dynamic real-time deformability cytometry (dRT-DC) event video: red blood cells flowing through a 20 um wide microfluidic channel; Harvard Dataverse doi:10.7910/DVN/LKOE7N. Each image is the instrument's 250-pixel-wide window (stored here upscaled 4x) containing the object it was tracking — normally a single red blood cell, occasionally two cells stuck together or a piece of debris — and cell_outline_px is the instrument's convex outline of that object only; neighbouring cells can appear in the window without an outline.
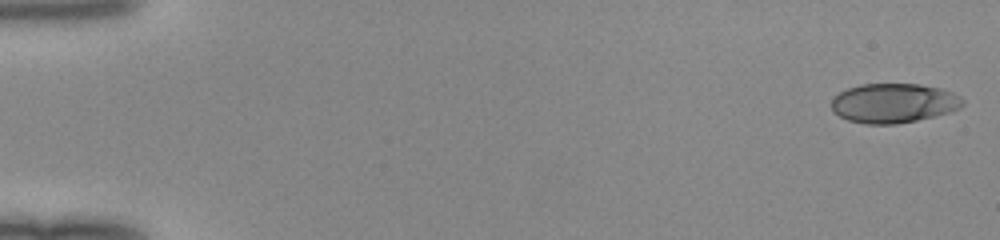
{"species": "human", "species_latin": "Homo sapiens", "temperature_condition": "room temperature", "stored_images_in_passage": 49, "camera_frame_rate_fps": 3000, "um_per_image_px": 0.085, "donor": {"sex": "female"}, "frame": {"image": 1, "passage_image": 1, "time_ms": 0.0, "image_size_px": [1000, 240], "cell_outline_px": [[964, 104], [960, 108], [948, 112], [916, 120], [896, 124], [864, 124], [848, 120], [832, 112], [832, 96], [848, 88], [860, 84], [920, 84], [940, 88], [952, 92], [960, 96], [964, 100]], "centroid_in_image_um": [75.94, 8.76], "position_along_channel_um": 9.1, "area_um2": 30.23}}
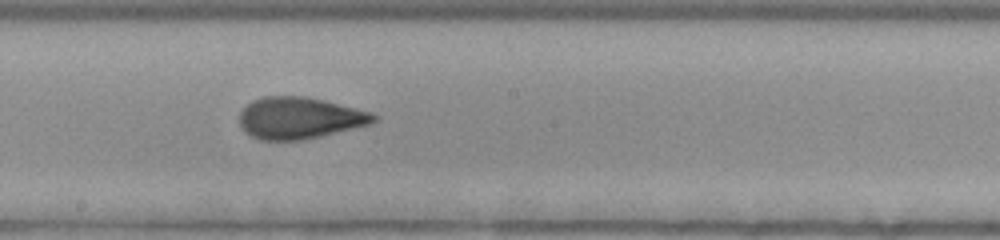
{"frame": {"image": 2, "passage_image": 28, "time_ms": 9.0, "image_size_px": [1000, 240], "cell_outline_px": [[376, 120], [372, 124], [320, 136], [300, 140], [260, 140], [244, 132], [240, 124], [240, 112], [252, 100], [264, 96], [304, 96], [324, 100], [372, 112], [376, 116]], "centroid_in_image_um": [25.46, 10.03], "position_along_channel_um": 222.7, "area_um2": 32.54}}
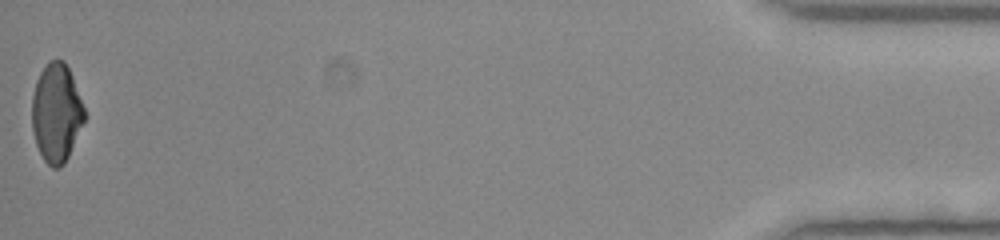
{"frame": {"image": 3, "passage_image": 49, "time_ms": 16.0, "image_size_px": [1000, 240], "cell_outline_px": [[88, 116], [64, 164], [60, 168], [52, 168], [44, 160], [36, 144], [32, 128], [32, 96], [36, 80], [40, 72], [48, 60], [64, 60], [72, 76]], "centroid_in_image_um": [4.81, 9.6], "position_along_channel_um": 430.4, "area_um2": 30.46}}